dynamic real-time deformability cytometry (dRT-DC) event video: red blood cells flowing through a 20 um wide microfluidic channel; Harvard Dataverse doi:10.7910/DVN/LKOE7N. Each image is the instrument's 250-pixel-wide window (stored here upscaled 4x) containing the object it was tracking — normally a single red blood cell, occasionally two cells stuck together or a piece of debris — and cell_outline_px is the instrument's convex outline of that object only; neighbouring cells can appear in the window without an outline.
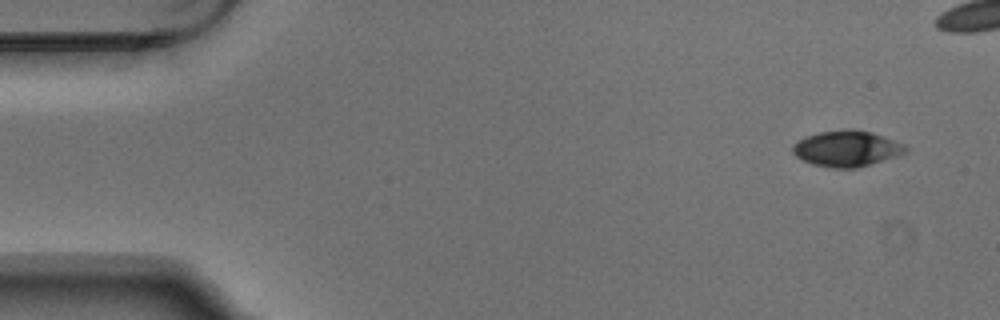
{"species": "Egyptian fruit bat (a non-hibernating species)", "species_latin": "Rousettus aegyptiacus", "temperature_condition": "warm", "stored_images_in_passage": 6, "camera_frame_rate_fps": 3000, "um_per_image_px": 0.085, "animal": {"sex": "male"}, "frame": {"image": 1, "passage_image": 1, "time_ms": 0.0, "image_size_px": [1000, 320], "cell_outline_px": [[908, 152], [900, 156], [856, 168], [832, 168], [812, 164], [796, 156], [792, 152], [792, 144], [808, 136], [820, 132], [848, 128], [852, 128], [872, 132], [904, 144], [908, 148]], "centroid_in_image_um": [72.01, 12.63], "position_along_channel_um": 13.0, "area_um2": 23.76}}
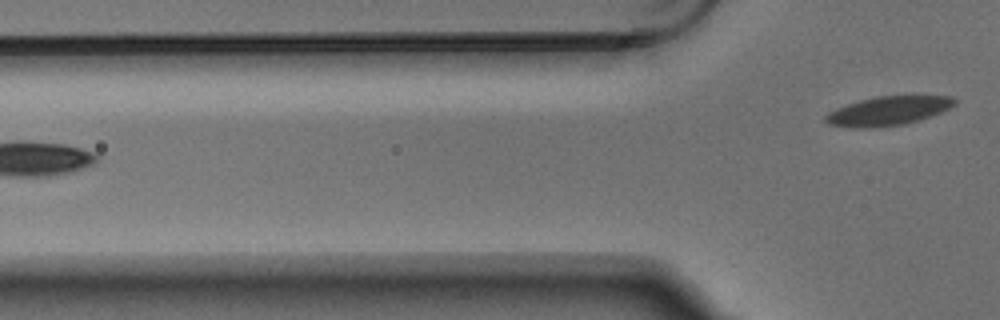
{"frame": {"image": 2, "passage_image": 6, "time_ms": 1.667, "image_size_px": [1000, 320], "cell_outline_px": [[956, 104], [940, 112], [904, 124], [872, 128], [852, 128], [828, 124], [824, 120], [824, 116], [828, 112], [836, 108], [860, 100], [876, 96], [952, 96], [956, 100]], "centroid_in_image_um": [75.43, 9.43], "position_along_channel_um": 50.4, "area_um2": 21.62}}